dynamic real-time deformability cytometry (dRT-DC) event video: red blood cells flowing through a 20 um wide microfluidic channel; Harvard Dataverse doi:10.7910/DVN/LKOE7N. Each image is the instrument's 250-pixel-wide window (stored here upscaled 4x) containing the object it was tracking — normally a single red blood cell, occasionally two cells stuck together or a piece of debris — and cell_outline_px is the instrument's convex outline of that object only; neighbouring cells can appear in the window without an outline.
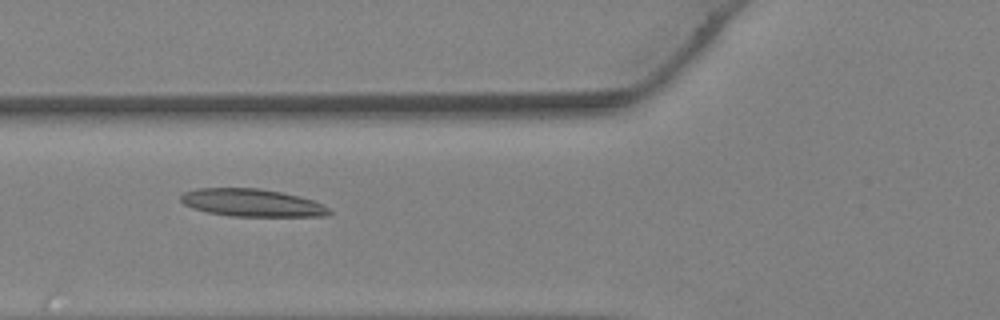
{"species": "Egyptian fruit bat (a non-hibernating species)", "species_latin": "Rousettus aegyptiacus", "temperature_condition": "warm", "stored_images_in_passage": 22, "camera_frame_rate_fps": 3000, "um_per_image_px": 0.085, "animal": {"sex": "female"}, "frame": {"image": 1, "passage_image": 12, "time_ms": 3.667, "image_size_px": [1000, 320], "cell_outline_px": [[332, 212], [328, 216], [232, 216], [208, 212], [192, 208], [184, 204], [180, 200], [180, 196], [184, 192], [196, 188], [260, 188], [300, 196], [324, 204]], "centroid_in_image_um": [21.42, 17.23], "position_along_channel_um": 104.4, "area_um2": 23.93}}
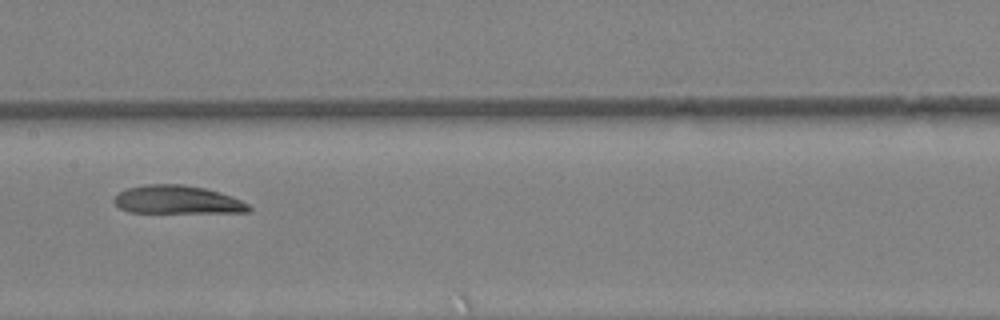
{"frame": {"image": 2, "passage_image": 17, "time_ms": 5.333, "image_size_px": [1000, 320], "cell_outline_px": [[252, 208], [248, 212], [128, 212], [120, 208], [116, 204], [116, 196], [120, 192], [128, 188], [144, 184], [184, 184], [204, 188], [232, 196], [248, 204]], "centroid_in_image_um": [15.09, 16.97], "position_along_channel_um": 192.3, "area_um2": 21.91}}
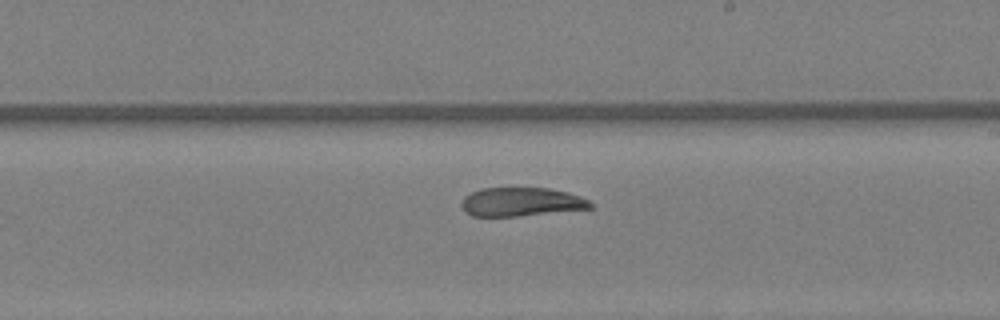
{"frame": {"image": 3, "passage_image": 20, "time_ms": 6.333, "image_size_px": [1000, 320], "cell_outline_px": [[592, 208], [516, 216], [472, 216], [464, 212], [460, 204], [464, 196], [480, 188], [548, 188], [568, 192], [580, 196], [588, 200], [592, 204]], "centroid_in_image_um": [44.26, 17.16], "position_along_channel_um": 244.7, "area_um2": 21.56}}